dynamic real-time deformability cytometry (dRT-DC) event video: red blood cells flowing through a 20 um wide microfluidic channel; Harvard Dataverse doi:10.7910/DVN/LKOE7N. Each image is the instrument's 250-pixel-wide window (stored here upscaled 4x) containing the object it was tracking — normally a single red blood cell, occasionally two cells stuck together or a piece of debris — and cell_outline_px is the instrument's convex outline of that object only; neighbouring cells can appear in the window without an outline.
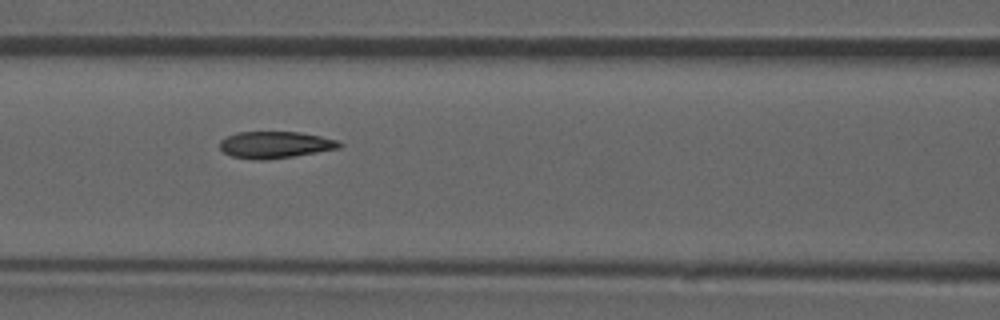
{"species": "common noctule bat (a hibernating species)", "species_latin": "Nyctalus noctula", "temperature_condition": "room temperature", "stored_images_in_passage": 53, "camera_frame_rate_fps": 3000, "um_per_image_px": 0.085, "animal": {"sex": "male", "forearm_length_mm": 52.5}, "frame": {"image": 1, "passage_image": 23, "time_ms": 7.333, "image_size_px": [1000, 320], "cell_outline_px": [[344, 144], [340, 148], [292, 156], [264, 160], [260, 160], [232, 156], [224, 152], [220, 148], [220, 140], [236, 132], [300, 132], [320, 136], [336, 140]], "centroid_in_image_um": [23.39, 12.3], "position_along_channel_um": 143.2, "area_um2": 18.44}, "authors_computed_cell_mechanics": {"area_um2": 19.2474, "velocity_mm_per_s": 3.8557, "shape_relaxation_time_tau1_ms": 4.602, "shape_relaxation_time_tau2_ms": 1.4461, "deformation_change_tau1": 0.1584, "deformation_change_tau2": 0.0748}}